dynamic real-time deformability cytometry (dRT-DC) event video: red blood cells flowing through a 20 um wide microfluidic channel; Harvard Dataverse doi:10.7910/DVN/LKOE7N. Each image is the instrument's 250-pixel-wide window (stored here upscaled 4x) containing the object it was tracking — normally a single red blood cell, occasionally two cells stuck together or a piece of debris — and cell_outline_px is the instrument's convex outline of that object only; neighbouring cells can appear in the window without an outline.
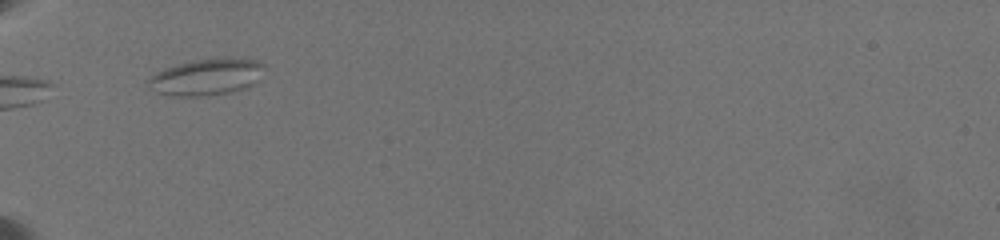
{"species": "common noctule bat (a hibernating species)", "species_latin": "Nyctalus noctula", "temperature_condition": "warm", "stored_images_in_passage": 4, "camera_frame_rate_fps": 3000, "um_per_image_px": 0.085, "animal": {"sex": "female", "body_mass_g": 19.5, "forearm_length_mm": 54.1}, "frame": {"image": 1, "passage_image": 1, "time_ms": 0.0, "image_size_px": [1000, 240], "cell_outline_px": [[264, 64], [260, 80], [244, 88], [228, 92], [196, 96], [172, 96], [160, 92], [148, 84], [148, 80], [156, 72], [164, 68], [176, 64], [196, 60], [256, 60]], "centroid_in_image_um": [17.55, 6.56], "position_along_channel_um": 67.5, "area_um2": 23.64}}